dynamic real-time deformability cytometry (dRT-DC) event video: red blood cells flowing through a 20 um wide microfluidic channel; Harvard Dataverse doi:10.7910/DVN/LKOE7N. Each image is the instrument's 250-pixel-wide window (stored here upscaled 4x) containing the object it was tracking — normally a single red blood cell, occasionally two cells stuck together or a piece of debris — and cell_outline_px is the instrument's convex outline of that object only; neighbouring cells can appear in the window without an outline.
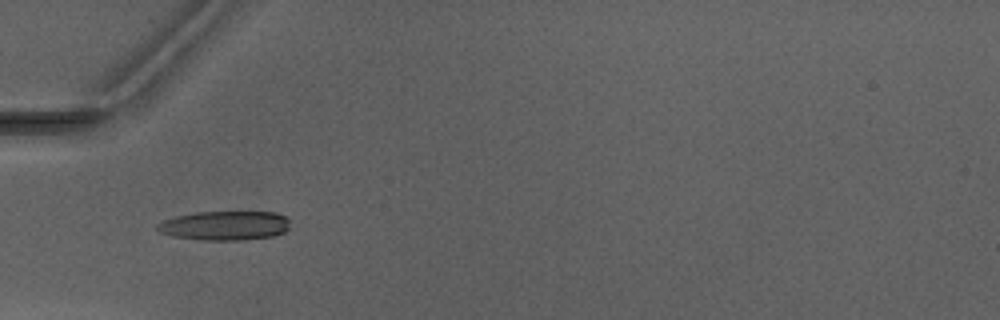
{"species": "Egyptian fruit bat (a non-hibernating species)", "species_latin": "Rousettus aegyptiacus", "temperature_condition": "warm", "stored_images_in_passage": 5, "camera_frame_rate_fps": 3000, "um_per_image_px": 0.085, "animal": {"sex": "male"}, "frame": {"image": 1, "passage_image": 3, "time_ms": 3.0, "image_size_px": [1000, 320], "cell_outline_px": [[288, 228], [284, 232], [272, 236], [240, 240], [200, 240], [172, 236], [160, 232], [156, 228], [156, 224], [164, 220], [176, 216], [196, 212], [276, 212], [288, 216]], "centroid_in_image_um": [19.1, 19.17], "position_along_channel_um": 65.9, "area_um2": 22.66}}
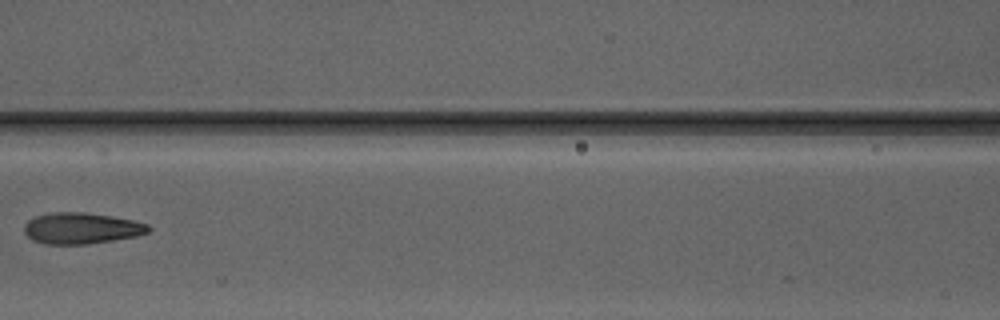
{"frame": {"image": 2, "passage_image": 5, "time_ms": 5.333, "image_size_px": [1000, 320], "cell_outline_px": [[152, 228], [148, 232], [136, 236], [88, 244], [48, 244], [32, 240], [24, 232], [24, 224], [28, 220], [36, 216], [52, 212], [84, 212], [112, 216], [132, 220], [148, 224]], "centroid_in_image_um": [6.91, 19.4], "position_along_channel_um": 159.7, "area_um2": 22.54}}